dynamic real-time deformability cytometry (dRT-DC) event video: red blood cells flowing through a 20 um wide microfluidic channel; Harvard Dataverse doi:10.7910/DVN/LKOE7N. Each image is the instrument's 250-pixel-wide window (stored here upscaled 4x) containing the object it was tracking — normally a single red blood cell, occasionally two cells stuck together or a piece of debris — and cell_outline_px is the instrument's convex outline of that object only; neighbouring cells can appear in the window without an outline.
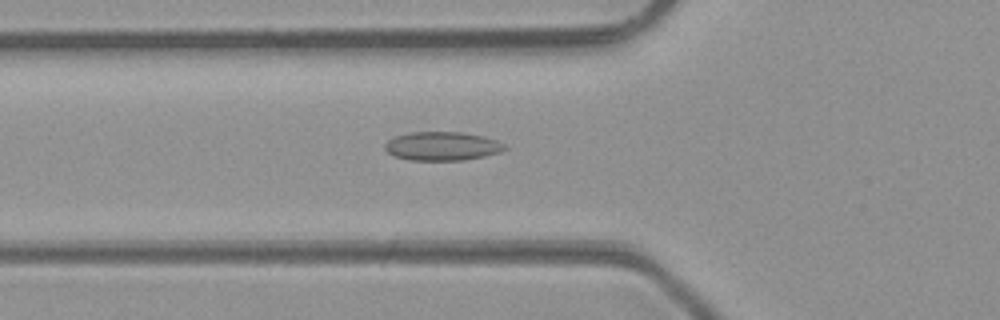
{"species": "common noctule bat (a hibernating species)", "species_latin": "Nyctalus noctula", "temperature_condition": "room temperature", "stored_images_in_passage": 41, "camera_frame_rate_fps": 3000, "um_per_image_px": 0.085, "animal": {"sex": "male", "body_mass_g": 23.1, "forearm_length_mm": 52.7}, "frame": {"image": 1, "passage_image": 10, "time_ms": 3.0, "image_size_px": [1000, 320], "cell_outline_px": [[508, 148], [500, 152], [484, 156], [464, 160], [408, 160], [392, 156], [384, 148], [384, 144], [388, 140], [396, 136], [408, 132], [464, 132], [484, 136], [496, 140], [504, 144]], "centroid_in_image_um": [37.57, 12.42], "position_along_channel_um": 88.2, "area_um2": 20.23}}
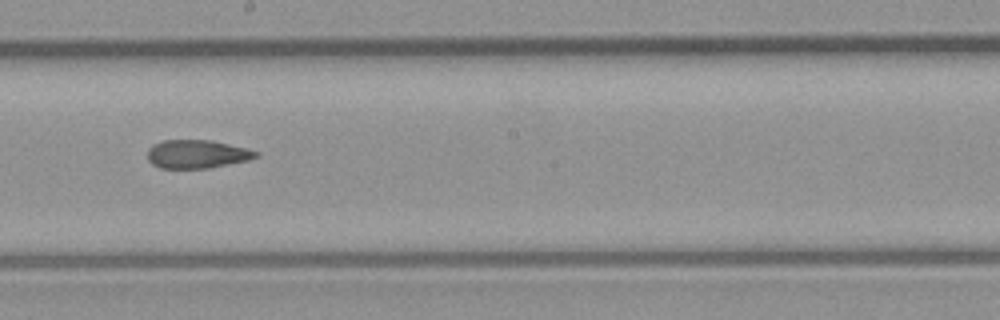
{"frame": {"image": 2, "passage_image": 20, "time_ms": 6.333, "image_size_px": [1000, 320], "cell_outline_px": [[260, 152], [256, 156], [248, 160], [208, 168], [160, 168], [152, 164], [148, 160], [148, 148], [164, 140], [212, 140], [248, 148]], "centroid_in_image_um": [16.75, 13.09], "position_along_channel_um": 231.4, "area_um2": 17.86}}
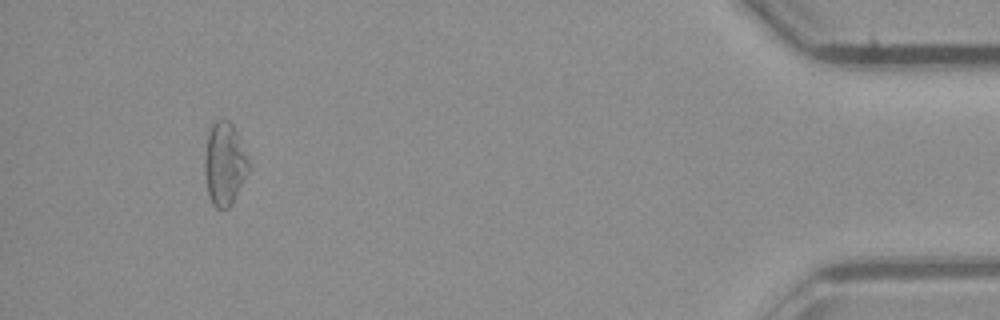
{"frame": {"image": 3, "passage_image": 38, "time_ms": 12.333, "image_size_px": [1000, 320], "cell_outline_px": [[248, 172], [232, 204], [228, 208], [216, 208], [212, 204], [208, 192], [204, 172], [204, 156], [208, 132], [212, 124], [216, 120], [228, 120], [232, 124], [236, 132], [248, 160]], "centroid_in_image_um": [19.05, 13.94], "position_along_channel_um": 416.1, "area_um2": 20.98}, "authors_computed_cell_mechanics": {"area_um2": 19.652, "velocity_mm_per_s": 4.2692, "shape_relaxation_time_tau1_ms": null, "shape_relaxation_time_tau2_ms": 3.5227, "deformation_change_tau1": null, "deformation_change_tau2": 0.1155}}